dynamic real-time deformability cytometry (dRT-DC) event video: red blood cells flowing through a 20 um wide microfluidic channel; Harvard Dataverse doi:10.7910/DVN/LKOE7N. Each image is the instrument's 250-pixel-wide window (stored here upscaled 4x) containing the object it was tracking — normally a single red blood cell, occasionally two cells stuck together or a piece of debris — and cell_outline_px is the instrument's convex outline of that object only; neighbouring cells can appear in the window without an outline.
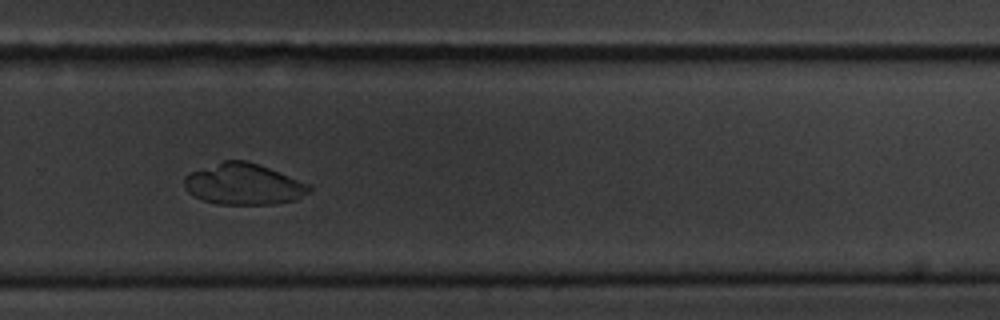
{"species": "common noctule bat (a hibernating species)", "species_latin": "Nyctalus noctula", "temperature_condition": "cold", "stored_images_in_passage": 42, "camera_frame_rate_fps": 3000, "um_per_image_px": 0.085, "animal": {"sex": "male", "body_mass_g": 20.1, "forearm_length_mm": 53.5}, "frame": {"image": 1, "passage_image": 35, "time_ms": 11.333, "image_size_px": [1000, 320], "cell_outline_px": [[312, 192], [296, 200], [276, 204], [216, 204], [204, 200], [188, 192], [184, 188], [184, 176], [188, 172], [224, 160], [248, 160], [260, 164], [308, 184], [312, 188]], "centroid_in_image_um": [20.7, 15.65], "position_along_channel_um": 309.1, "area_um2": 30.23}}
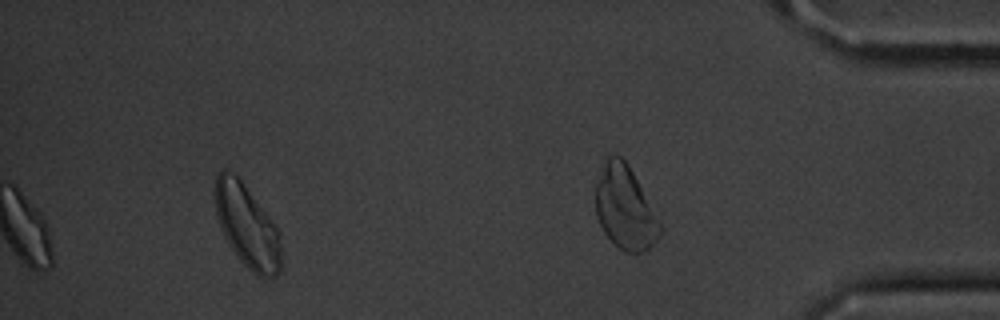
{"frame": {"image": 2, "passage_image": 42, "time_ms": 13.667, "image_size_px": [1000, 320], "cell_outline_px": [[280, 272], [276, 276], [264, 280], [256, 276], [240, 260], [228, 244], [220, 228], [216, 216], [216, 176], [224, 168], [236, 176], [240, 180], [276, 228], [280, 236]], "centroid_in_image_um": [20.99, 19.3], "position_along_channel_um": 414.2, "area_um2": 31.21}}